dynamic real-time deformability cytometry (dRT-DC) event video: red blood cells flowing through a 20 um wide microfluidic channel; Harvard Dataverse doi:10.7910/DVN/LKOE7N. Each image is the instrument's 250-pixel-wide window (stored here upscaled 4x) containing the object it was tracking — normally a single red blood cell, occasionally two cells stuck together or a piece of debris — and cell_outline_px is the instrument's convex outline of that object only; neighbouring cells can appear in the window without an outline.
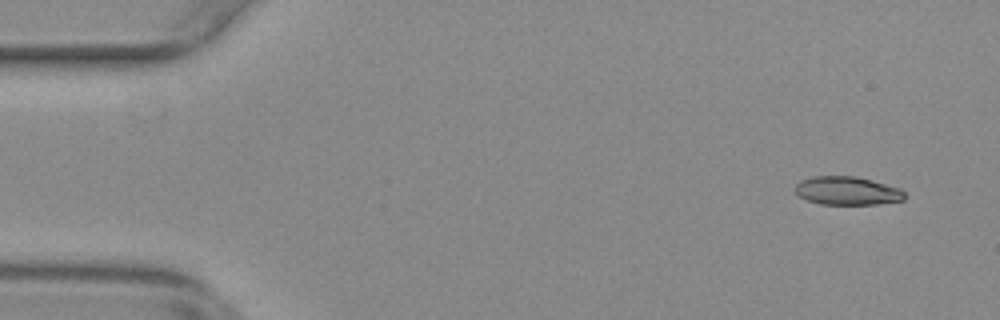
{"species": "common noctule bat (a hibernating species)", "species_latin": "Nyctalus noctula", "temperature_condition": "warm", "stored_images_in_passage": 55, "camera_frame_rate_fps": 3000, "um_per_image_px": 0.085, "animal": {"sex": "female", "body_mass_g": 29.2, "forearm_length_mm": 56.3}, "frame": {"image": 1, "passage_image": 4, "time_ms": 1.0, "image_size_px": [1000, 320], "cell_outline_px": [[908, 196], [904, 200], [876, 204], [820, 204], [808, 200], [800, 196], [796, 192], [796, 184], [800, 180], [812, 176], [856, 176], [872, 180], [900, 188]], "centroid_in_image_um": [72.04, 16.21], "position_along_channel_um": 13.0, "area_um2": 18.15}}
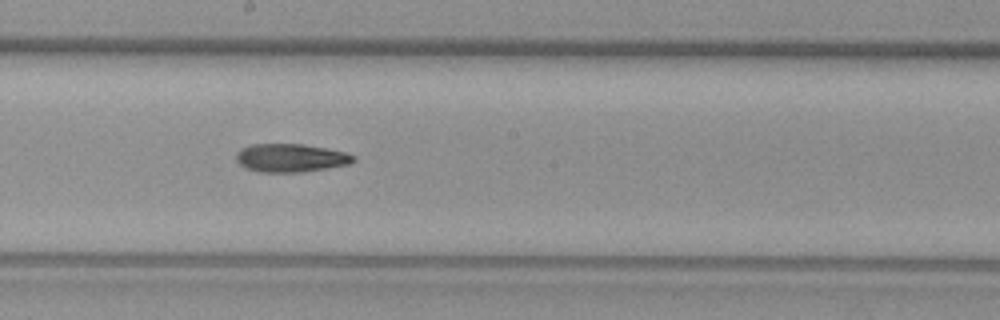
{"frame": {"image": 2, "passage_image": 30, "time_ms": 9.667, "image_size_px": [1000, 320], "cell_outline_px": [[356, 160], [348, 164], [328, 168], [300, 172], [260, 172], [244, 168], [236, 160], [236, 152], [240, 148], [252, 144], [304, 144], [344, 152], [356, 156]], "centroid_in_image_um": [24.68, 13.42], "position_along_channel_um": 223.5, "area_um2": 19.36}}
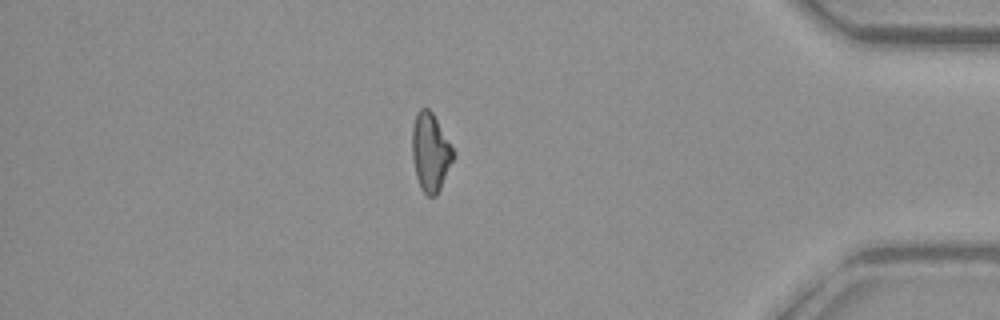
{"frame": {"image": 3, "passage_image": 47, "time_ms": 15.333, "image_size_px": [1000, 320], "cell_outline_px": [[456, 156], [436, 196], [428, 196], [420, 188], [416, 176], [412, 156], [412, 128], [416, 112], [420, 108], [428, 108], [432, 112], [456, 152]], "centroid_in_image_um": [36.6, 12.93], "position_along_channel_um": 398.6, "area_um2": 18.96}, "authors_computed_cell_mechanics": {"area_um2": 19.1318, "velocity_mm_per_s": 3.7894, "shape_relaxation_time_tau1_ms": null, "shape_relaxation_time_tau2_ms": 4.4878, "deformation_change_tau1": null, "deformation_change_tau2": 0.1403}}